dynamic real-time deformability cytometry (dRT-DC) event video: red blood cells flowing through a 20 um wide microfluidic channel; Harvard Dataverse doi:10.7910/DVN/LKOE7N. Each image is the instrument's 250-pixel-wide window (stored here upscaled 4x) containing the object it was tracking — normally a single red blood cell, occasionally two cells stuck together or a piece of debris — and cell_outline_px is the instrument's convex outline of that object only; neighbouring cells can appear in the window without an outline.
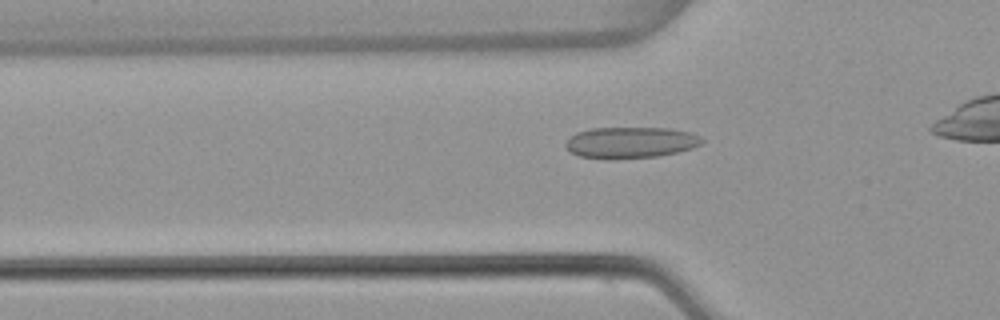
{"species": "common noctule bat (a hibernating species)", "species_latin": "Nyctalus noctula", "temperature_condition": "warm", "stored_images_in_passage": 36, "camera_frame_rate_fps": 3000, "um_per_image_px": 0.085, "animal": {"sex": "female", "body_mass_g": 22.7, "forearm_length_mm": 54.2}, "frame": {"image": 1, "passage_image": 7, "time_ms": 2.0, "image_size_px": [1000, 320], "cell_outline_px": [[704, 140], [700, 144], [692, 148], [676, 152], [656, 156], [616, 160], [608, 160], [580, 156], [572, 152], [564, 144], [576, 132], [592, 128], [668, 128], [688, 132], [700, 136]], "centroid_in_image_um": [53.58, 12.12], "position_along_channel_um": 72.2, "area_um2": 24.8}}
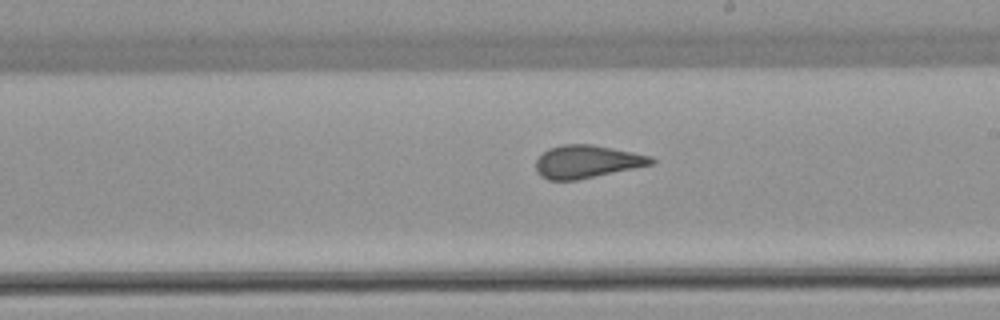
{"frame": {"image": 2, "passage_image": 20, "time_ms": 6.333, "image_size_px": [1000, 320], "cell_outline_px": [[656, 160], [652, 164], [576, 180], [548, 180], [540, 176], [536, 172], [536, 160], [548, 148], [560, 144], [592, 144], [652, 156]], "centroid_in_image_um": [49.85, 13.73], "position_along_channel_um": 239.2, "area_um2": 21.96}}
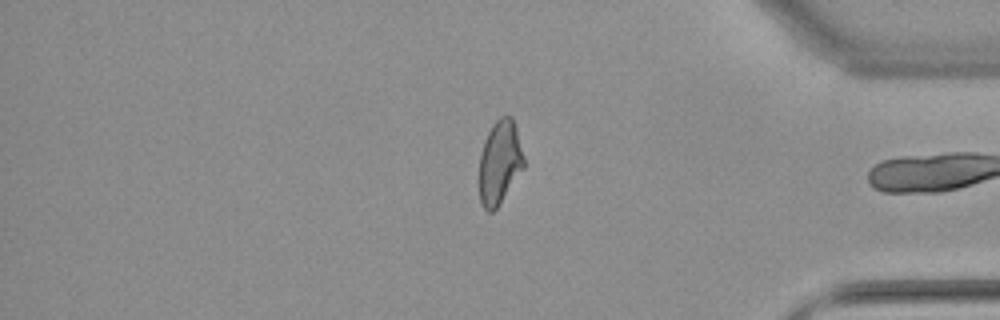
{"frame": {"image": 3, "passage_image": 34, "time_ms": 11.0, "image_size_px": [1000, 320], "cell_outline_px": [[524, 168], [496, 208], [492, 212], [488, 212], [484, 208], [480, 200], [480, 152], [484, 140], [492, 124], [500, 116], [512, 116], [516, 128], [524, 156]], "centroid_in_image_um": [42.48, 13.77], "position_along_channel_um": 392.7, "area_um2": 21.62}, "authors_computed_cell_mechanics": {"area_um2": 22.4264, "velocity_mm_per_s": 3.8353, "shape_relaxation_time_tau1_ms": null, "shape_relaxation_time_tau2_ms": 1.1354, "deformation_change_tau1": null, "deformation_change_tau2": 0.0789}}